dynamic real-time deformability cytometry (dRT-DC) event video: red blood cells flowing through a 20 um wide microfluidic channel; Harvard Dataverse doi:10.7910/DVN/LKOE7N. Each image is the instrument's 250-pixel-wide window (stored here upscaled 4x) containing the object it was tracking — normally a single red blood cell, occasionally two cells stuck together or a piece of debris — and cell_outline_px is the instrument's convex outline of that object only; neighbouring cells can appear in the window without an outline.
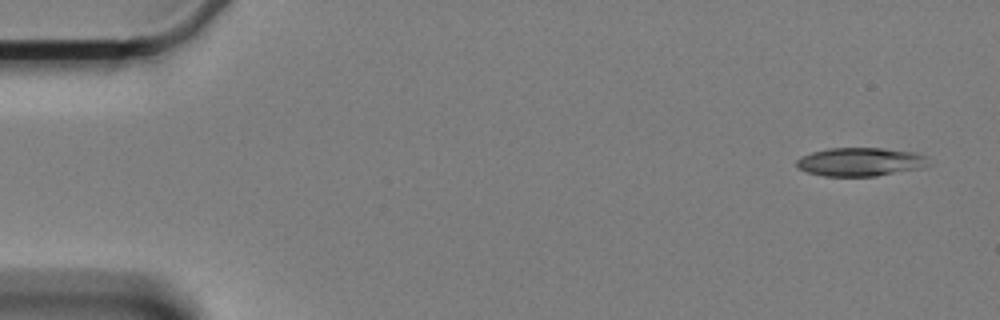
{"species": "Egyptian fruit bat (a non-hibernating species)", "species_latin": "Rousettus aegyptiacus", "temperature_condition": "cold", "stored_images_in_passage": 6, "camera_frame_rate_fps": 3000, "um_per_image_px": 0.085, "animal": {"sex": "female"}, "frame": {"image": 1, "passage_image": 1, "time_ms": 0.0, "image_size_px": [1000, 320], "cell_outline_px": [[924, 164], [916, 168], [876, 176], [824, 176], [808, 172], [796, 168], [796, 160], [800, 156], [812, 152], [828, 148], [880, 148], [912, 152], [924, 156]], "centroid_in_image_um": [72.96, 13.75], "position_along_channel_um": 12.0, "area_um2": 21.39}}
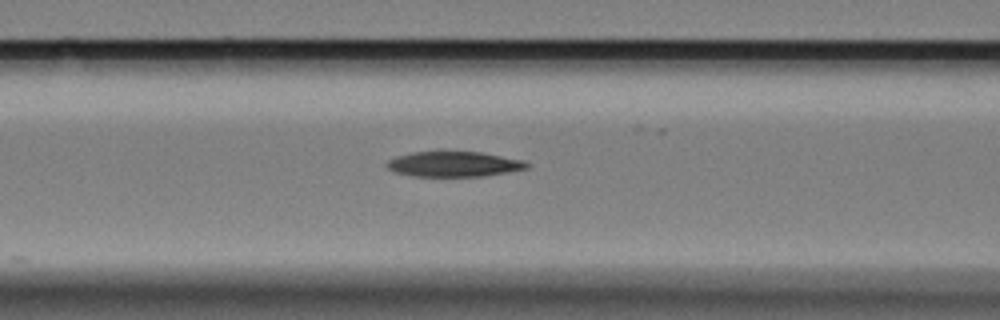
{"frame": {"image": 2, "passage_image": 6, "time_ms": 7.0, "image_size_px": [1000, 320], "cell_outline_px": [[532, 164], [528, 168], [508, 172], [484, 176], [416, 176], [396, 172], [388, 168], [384, 164], [388, 160], [396, 156], [412, 152], [480, 152], [524, 160]], "centroid_in_image_um": [38.61, 13.95], "position_along_channel_um": 128.0, "area_um2": 20.52}}